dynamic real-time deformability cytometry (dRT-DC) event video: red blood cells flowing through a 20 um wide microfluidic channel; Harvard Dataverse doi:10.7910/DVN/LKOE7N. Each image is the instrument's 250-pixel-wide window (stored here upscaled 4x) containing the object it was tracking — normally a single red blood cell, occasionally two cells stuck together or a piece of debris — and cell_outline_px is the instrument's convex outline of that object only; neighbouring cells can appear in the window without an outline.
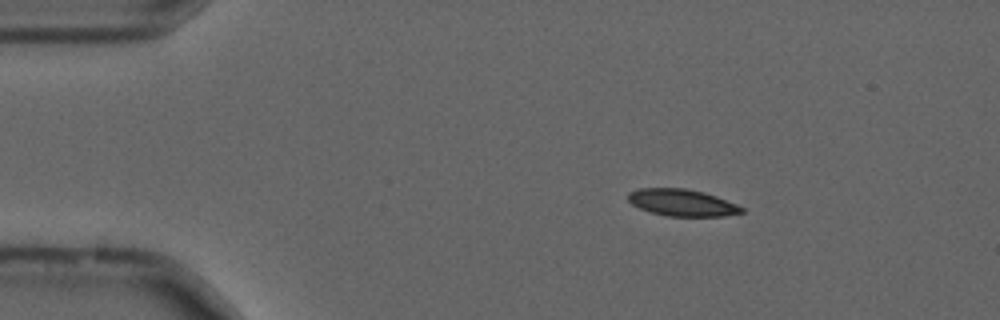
{"species": "common noctule bat (a hibernating species)", "species_latin": "Nyctalus noctula", "temperature_condition": "cold", "stored_images_in_passage": 47, "camera_frame_rate_fps": 3000, "um_per_image_px": 0.085, "animal": {"sex": "male", "forearm_length_mm": 52.5}, "frame": {"image": 1, "passage_image": 1, "time_ms": 0.0, "image_size_px": [1000, 320], "cell_outline_px": [[744, 212], [724, 216], [668, 216], [652, 212], [640, 208], [632, 204], [628, 200], [628, 192], [640, 188], [684, 188], [704, 192], [716, 196], [736, 204], [744, 208]], "centroid_in_image_um": [57.98, 17.22], "position_along_channel_um": 27.0, "area_um2": 17.69}}
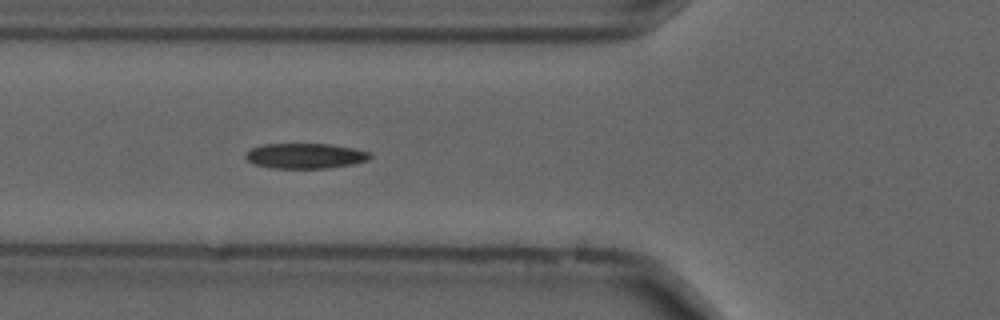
{"frame": {"image": 2, "passage_image": 12, "time_ms": 3.667, "image_size_px": [1000, 320], "cell_outline_px": [[372, 156], [368, 160], [352, 164], [328, 168], [268, 168], [252, 164], [244, 156], [252, 148], [264, 144], [328, 144], [352, 148], [368, 152]], "centroid_in_image_um": [25.91, 13.26], "position_along_channel_um": 99.9, "area_um2": 18.21}}
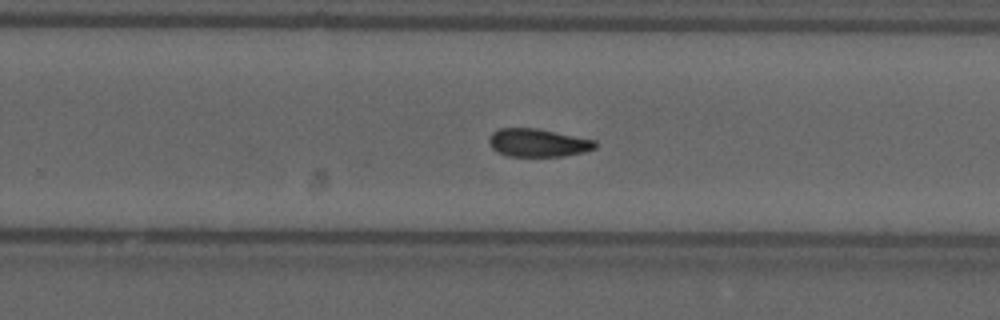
{"frame": {"image": 3, "passage_image": 27, "time_ms": 8.667, "image_size_px": [1000, 320], "cell_outline_px": [[596, 148], [584, 152], [564, 156], [508, 156], [496, 152], [492, 148], [488, 140], [488, 136], [492, 132], [500, 128], [536, 128], [596, 140]], "centroid_in_image_um": [45.7, 12.13], "position_along_channel_um": 284.1, "area_um2": 17.46}, "authors_computed_cell_mechanics": {"area_um2": 17.8602, "velocity_mm_per_s": 3.6873, "shape_relaxation_time_tau1_ms": null, "shape_relaxation_time_tau2_ms": 7.9558, "deformation_change_tau1": null, "deformation_change_tau2": 0.1369}}